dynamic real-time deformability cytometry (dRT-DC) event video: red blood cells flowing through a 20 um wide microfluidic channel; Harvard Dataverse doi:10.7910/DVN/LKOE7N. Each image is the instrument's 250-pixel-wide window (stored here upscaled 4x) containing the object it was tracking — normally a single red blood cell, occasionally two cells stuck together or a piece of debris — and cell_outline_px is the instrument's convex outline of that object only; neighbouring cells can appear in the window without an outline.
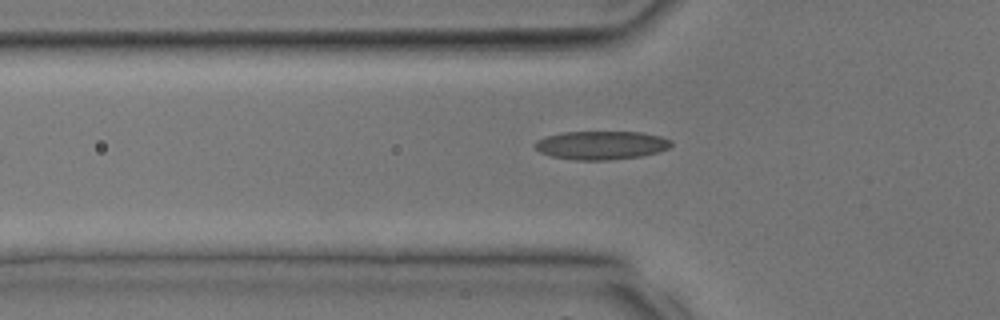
{"species": "common noctule bat (a hibernating species)", "species_latin": "Nyctalus noctula", "temperature_condition": "room temperature", "stored_images_in_passage": 22, "camera_frame_rate_fps": 3000, "um_per_image_px": 0.085, "animal": {"sex": "male", "body_mass_g": 17.9, "forearm_length_mm": 54.2}, "frame": {"image": 1, "passage_image": 2, "time_ms": 0.333, "image_size_px": [1000, 320], "cell_outline_px": [[672, 144], [668, 148], [656, 152], [640, 156], [608, 160], [576, 160], [552, 156], [540, 152], [532, 144], [536, 140], [548, 136], [564, 132], [640, 132], [660, 136], [672, 140]], "centroid_in_image_um": [51.09, 12.34], "position_along_channel_um": 74.7, "area_um2": 22.48}}
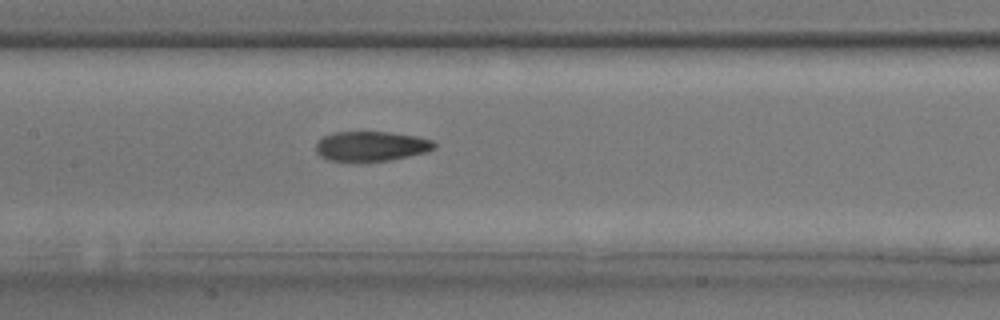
{"frame": {"image": 2, "passage_image": 7, "time_ms": 2.0, "image_size_px": [1000, 320], "cell_outline_px": [[436, 148], [424, 152], [408, 156], [388, 160], [364, 164], [328, 160], [320, 156], [316, 152], [316, 140], [332, 132], [392, 132], [416, 136], [432, 140], [436, 144]], "centroid_in_image_um": [31.49, 12.45], "position_along_channel_um": 175.9, "area_um2": 21.21}}
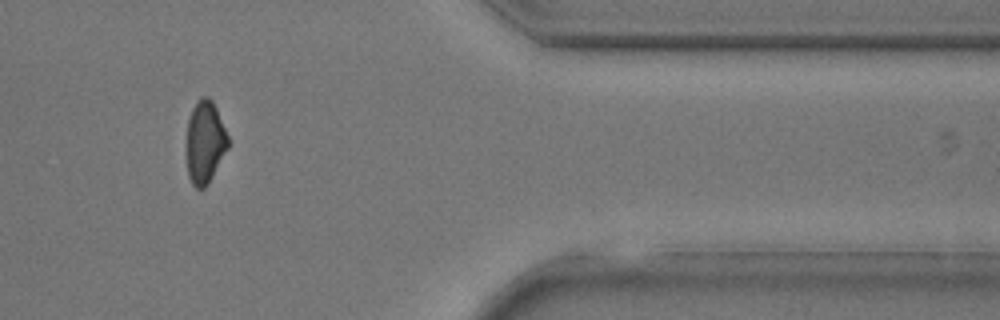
{"frame": {"image": 3, "passage_image": 19, "time_ms": 6.0, "image_size_px": [1000, 320], "cell_outline_px": [[228, 148], [208, 184], [204, 188], [196, 188], [192, 184], [188, 176], [188, 120], [192, 108], [196, 100], [200, 96], [208, 96], [212, 100], [216, 108], [228, 136]], "centroid_in_image_um": [17.43, 12.06], "position_along_channel_um": 394.0, "area_um2": 19.71}}